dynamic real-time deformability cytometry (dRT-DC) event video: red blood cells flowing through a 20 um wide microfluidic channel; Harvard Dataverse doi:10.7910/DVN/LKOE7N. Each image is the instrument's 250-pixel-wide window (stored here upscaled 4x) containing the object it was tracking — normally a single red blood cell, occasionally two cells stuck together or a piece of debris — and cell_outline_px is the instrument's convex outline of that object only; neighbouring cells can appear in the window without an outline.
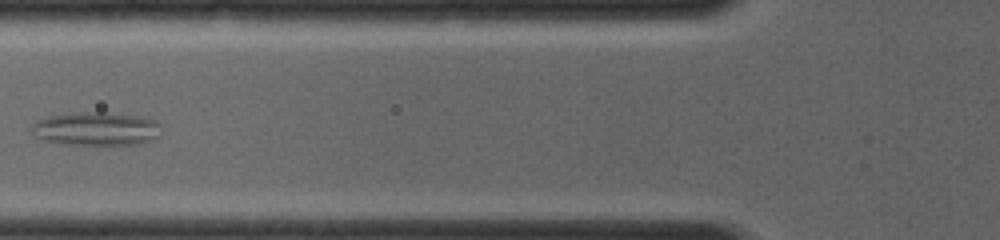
{"species": "common noctule bat (a hibernating species)", "species_latin": "Nyctalus noctula", "temperature_condition": "room temperature", "stored_images_in_passage": 3, "camera_frame_rate_fps": 4000, "um_per_image_px": 0.085, "animal": {"sex": "female", "body_mass_g": 19.0, "forearm_length_mm": 56.7}, "frame": {"image": 1, "passage_image": 2, "time_ms": 1.0, "image_size_px": [1000, 240], "cell_outline_px": [[156, 124], [152, 136], [140, 140], [124, 144], [84, 144], [52, 140], [40, 136], [32, 128], [32, 124], [36, 120], [48, 116], [76, 112], [104, 112], [156, 120]], "centroid_in_image_um": [8.03, 10.89], "position_along_channel_um": 117.8, "area_um2": 23.12}}
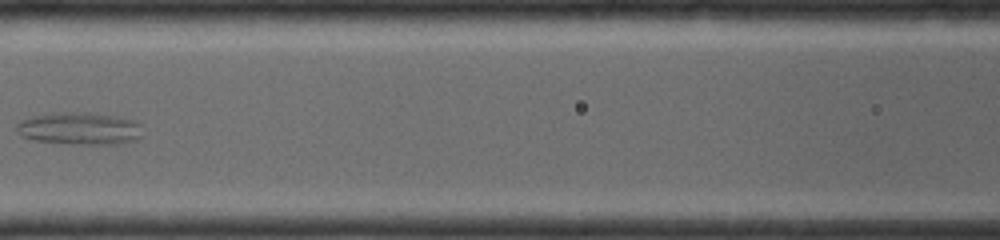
{"frame": {"image": 2, "passage_image": 3, "time_ms": 2.0, "image_size_px": [1000, 240], "cell_outline_px": [[140, 124], [136, 136], [124, 140], [40, 140], [24, 136], [16, 124], [20, 120], [44, 112], [88, 112], [116, 116], [136, 120]], "centroid_in_image_um": [6.63, 10.77], "position_along_channel_um": 160.0, "area_um2": 21.27}}